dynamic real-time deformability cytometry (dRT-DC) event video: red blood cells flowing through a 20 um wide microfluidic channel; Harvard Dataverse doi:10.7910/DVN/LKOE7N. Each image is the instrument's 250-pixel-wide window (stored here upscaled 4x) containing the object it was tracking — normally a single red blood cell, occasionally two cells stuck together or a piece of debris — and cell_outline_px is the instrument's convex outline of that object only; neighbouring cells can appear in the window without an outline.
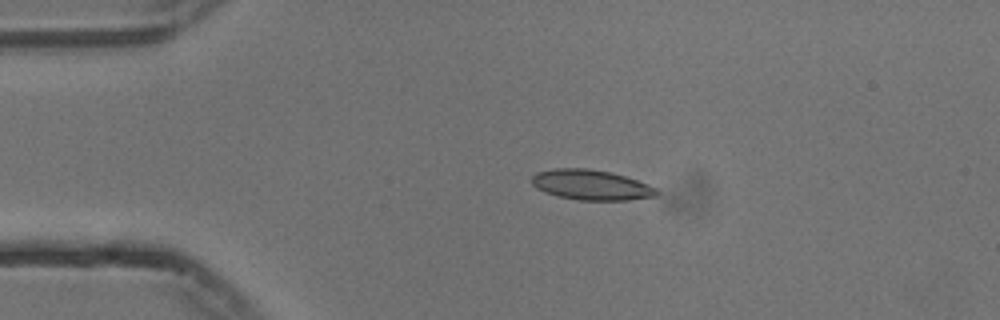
{"species": "common noctule bat (a hibernating species)", "species_latin": "Nyctalus noctula", "temperature_condition": "cold", "stored_images_in_passage": 44, "camera_frame_rate_fps": 3000, "um_per_image_px": 0.085, "animal": {"sex": "male", "body_mass_g": 13.3}, "frame": {"image": 1, "passage_image": 1, "time_ms": 0.0, "image_size_px": [1000, 320], "cell_outline_px": [[660, 192], [656, 196], [628, 200], [576, 200], [556, 196], [544, 192], [536, 188], [532, 184], [532, 176], [536, 172], [556, 168], [588, 168], [612, 172], [648, 184], [656, 188]], "centroid_in_image_um": [50.23, 15.72], "position_along_channel_um": 34.8, "area_um2": 22.14}}
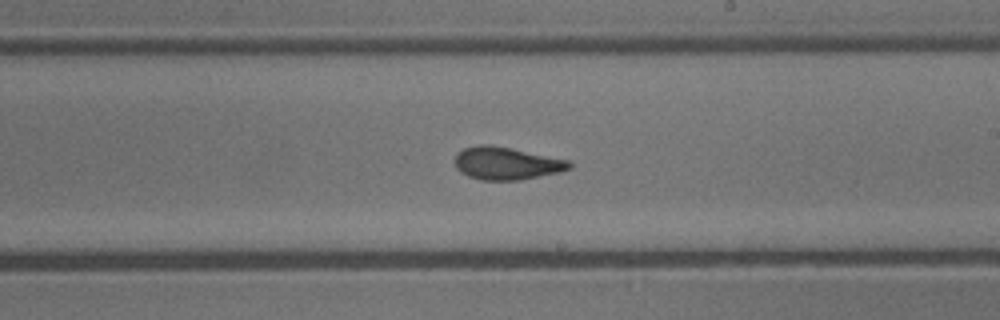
{"frame": {"image": 2, "passage_image": 21, "time_ms": 6.667, "image_size_px": [1000, 320], "cell_outline_px": [[572, 168], [560, 172], [520, 180], [480, 180], [468, 176], [460, 172], [456, 168], [456, 152], [464, 148], [480, 144], [488, 144], [568, 160], [572, 164]], "centroid_in_image_um": [43.03, 13.89], "position_along_channel_um": 246.0, "area_um2": 21.62}}
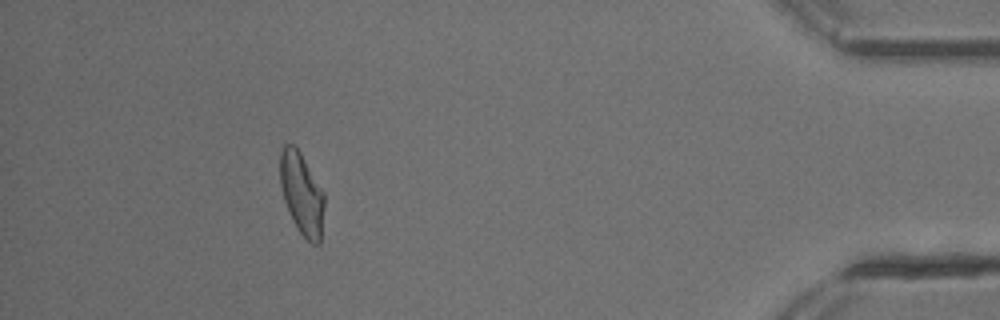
{"frame": {"image": 3, "passage_image": 39, "time_ms": 12.667, "image_size_px": [1000, 320], "cell_outline_px": [[324, 208], [320, 244], [312, 244], [296, 228], [292, 220], [284, 200], [280, 184], [280, 152], [284, 144], [292, 144], [300, 152], [324, 192]], "centroid_in_image_um": [25.65, 16.47], "position_along_channel_um": 409.6, "area_um2": 21.1}, "authors_computed_cell_mechanics": {"area_um2": 21.6461, "velocity_mm_per_s": 3.7368, "shape_relaxation_time_tau1_ms": 4.9483, "shape_relaxation_time_tau2_ms": 1.7496, "deformation_change_tau1": 0.1513, "deformation_change_tau2": 0.0716}}